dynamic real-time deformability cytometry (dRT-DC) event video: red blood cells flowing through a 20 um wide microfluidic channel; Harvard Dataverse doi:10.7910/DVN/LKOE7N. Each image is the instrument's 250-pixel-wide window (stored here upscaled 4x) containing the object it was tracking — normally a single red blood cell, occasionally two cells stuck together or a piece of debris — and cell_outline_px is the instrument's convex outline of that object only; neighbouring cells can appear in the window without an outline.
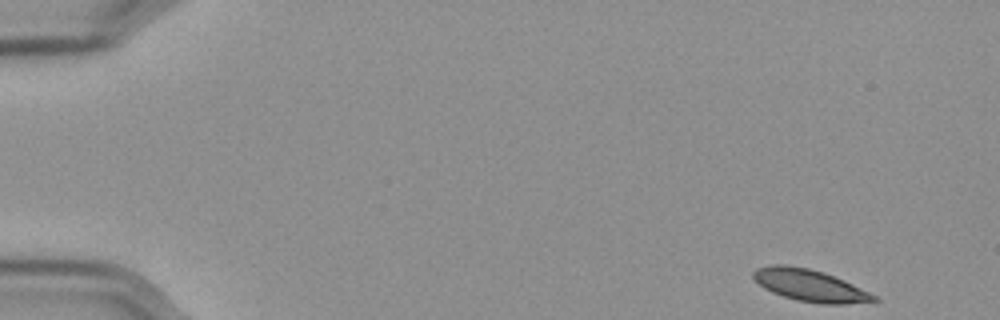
{"species": "Egyptian fruit bat (a non-hibernating species)", "species_latin": "Rousettus aegyptiacus", "temperature_condition": "cold", "stored_images_in_passage": 54, "camera_frame_rate_fps": 3000, "um_per_image_px": 0.085, "frame": {"image": 1, "passage_image": 1, "time_ms": 0.0, "image_size_px": [1000, 320], "cell_outline_px": [[880, 300], [844, 304], [820, 304], [796, 300], [772, 292], [764, 288], [752, 276], [752, 272], [756, 268], [776, 264], [780, 264], [808, 268], [824, 272], [844, 280], [876, 296]], "centroid_in_image_um": [68.82, 24.26], "position_along_channel_um": 16.2, "area_um2": 22.2}}
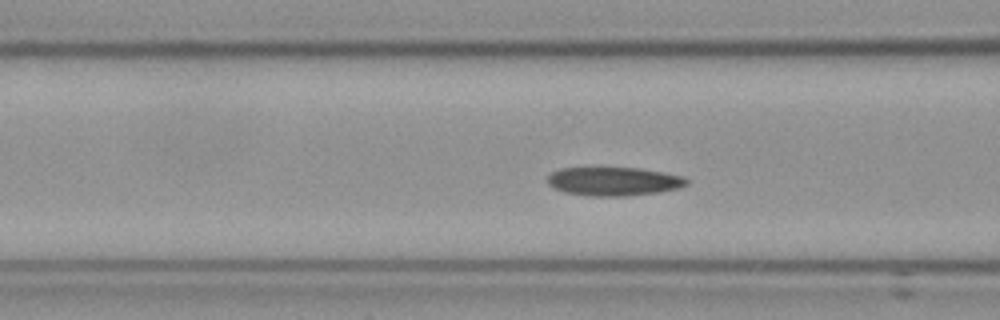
{"frame": {"image": 2, "passage_image": 20, "time_ms": 6.333, "image_size_px": [1000, 320], "cell_outline_px": [[688, 184], [680, 188], [660, 192], [628, 196], [592, 196], [564, 192], [548, 184], [548, 176], [552, 172], [560, 168], [640, 168], [684, 176], [688, 180]], "centroid_in_image_um": [52.21, 15.42], "position_along_channel_um": 114.4, "area_um2": 23.24}}
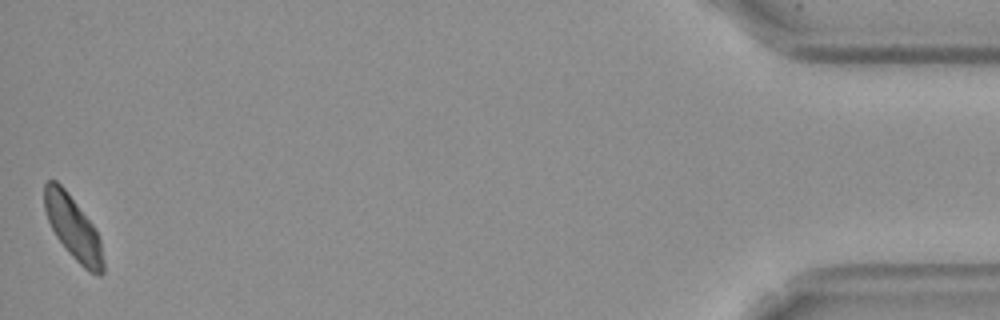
{"frame": {"image": 3, "passage_image": 54, "time_ms": 17.667, "image_size_px": [1000, 320], "cell_outline_px": [[104, 272], [100, 276], [88, 272], [72, 256], [56, 236], [48, 220], [44, 208], [44, 184], [48, 180], [56, 180], [64, 188], [92, 224], [100, 240], [104, 260]], "centroid_in_image_um": [6.22, 19.38], "position_along_channel_um": 429.0, "area_um2": 21.39}, "authors_computed_cell_mechanics": {"area_um2": 23.0622, "velocity_mm_per_s": 3.536, "shape_relaxation_time_tau1_ms": 3.6006, "shape_relaxation_time_tau2_ms": 6.2963, "deformation_change_tau1": 0.0988, "deformation_change_tau2": 0.1255}}